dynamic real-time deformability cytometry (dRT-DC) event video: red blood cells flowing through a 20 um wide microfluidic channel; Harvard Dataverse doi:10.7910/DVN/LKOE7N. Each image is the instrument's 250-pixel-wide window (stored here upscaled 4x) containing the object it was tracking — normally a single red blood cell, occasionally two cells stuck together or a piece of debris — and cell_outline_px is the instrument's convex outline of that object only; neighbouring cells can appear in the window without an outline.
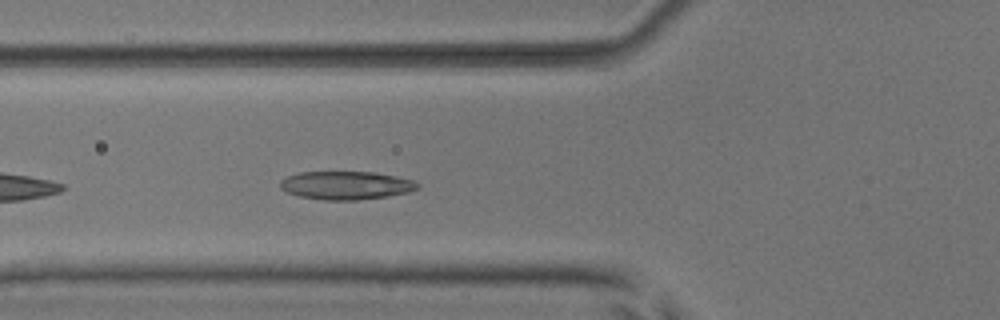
{"species": "common noctule bat (a hibernating species)", "species_latin": "Nyctalus noctula", "temperature_condition": "room temperature", "stored_images_in_passage": 34, "camera_frame_rate_fps": 3000, "um_per_image_px": 0.085, "animal": {"sex": "male", "body_mass_g": 17.9, "forearm_length_mm": 54.2}, "frame": {"image": 1, "passage_image": 5, "time_ms": 1.333, "image_size_px": [1000, 320], "cell_outline_px": [[420, 188], [408, 192], [388, 196], [356, 200], [324, 200], [300, 196], [288, 192], [280, 188], [280, 180], [284, 176], [300, 172], [376, 172], [396, 176], [412, 180], [420, 184]], "centroid_in_image_um": [29.41, 15.75], "position_along_channel_um": 96.4, "area_um2": 22.72}}
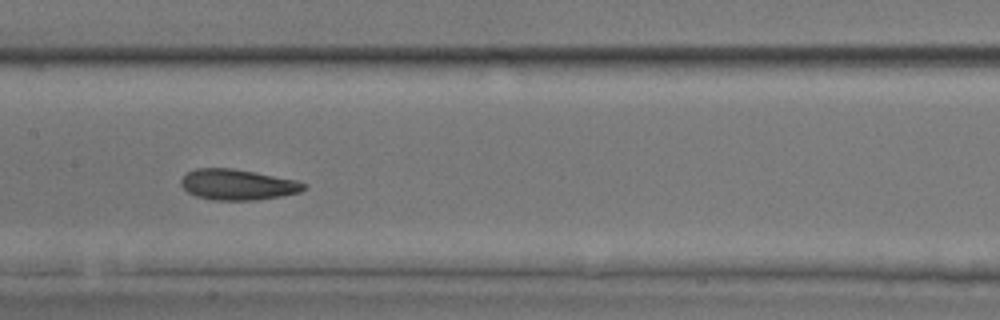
{"frame": {"image": 2, "passage_image": 12, "time_ms": 3.667, "image_size_px": [1000, 320], "cell_outline_px": [[304, 188], [300, 192], [280, 196], [256, 200], [212, 200], [196, 196], [188, 192], [180, 184], [180, 180], [188, 172], [196, 168], [232, 168], [256, 172], [296, 180], [304, 184]], "centroid_in_image_um": [20.16, 15.69], "position_along_channel_um": 187.2, "area_um2": 21.85}}
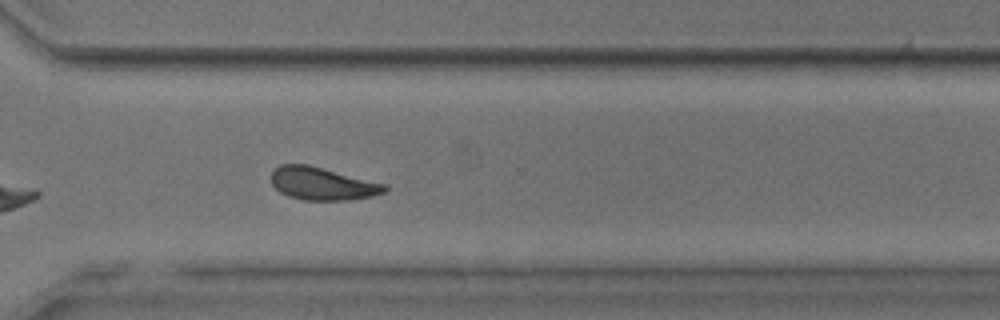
{"frame": {"image": 3, "passage_image": 24, "time_ms": 7.667, "image_size_px": [1000, 320], "cell_outline_px": [[388, 188], [384, 192], [372, 196], [348, 200], [304, 200], [288, 196], [280, 192], [272, 184], [272, 168], [280, 164], [308, 164], [388, 184]], "centroid_in_image_um": [27.41, 15.6], "position_along_channel_um": 343.2, "area_um2": 21.85}, "authors_computed_cell_mechanics": {"area_um2": 21.7906, "velocity_mm_per_s": 3.9023, "shape_relaxation_time_tau1_ms": 3.8692, "shape_relaxation_time_tau2_ms": 2.6373, "deformation_change_tau1": 0.1155, "deformation_change_tau2": 0.084}}